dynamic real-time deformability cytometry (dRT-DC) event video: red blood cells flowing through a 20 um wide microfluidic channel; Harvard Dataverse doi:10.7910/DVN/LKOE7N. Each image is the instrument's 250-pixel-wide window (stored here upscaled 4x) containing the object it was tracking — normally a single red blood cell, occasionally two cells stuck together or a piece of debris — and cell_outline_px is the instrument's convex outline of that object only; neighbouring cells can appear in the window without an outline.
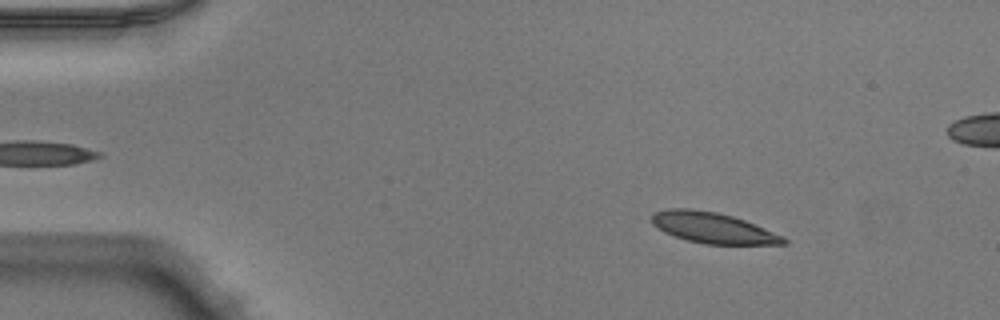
{"species": "Egyptian fruit bat (a non-hibernating species)", "species_latin": "Rousettus aegyptiacus", "temperature_condition": "warm", "stored_images_in_passage": 51, "camera_frame_rate_fps": 3000, "um_per_image_px": 0.085, "animal": {"sex": "male"}, "frame": {"image": 1, "passage_image": 7, "time_ms": 2.0, "image_size_px": [1000, 320], "cell_outline_px": [[788, 244], [704, 244], [688, 240], [664, 232], [652, 224], [652, 212], [668, 208], [692, 208], [716, 212], [732, 216], [744, 220], [784, 236], [788, 240]], "centroid_in_image_um": [60.58, 19.36], "position_along_channel_um": 24.4, "area_um2": 23.58}}
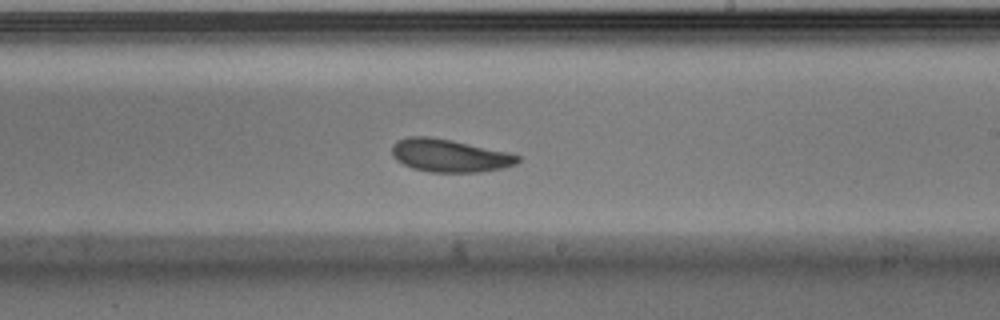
{"frame": {"image": 2, "passage_image": 30, "time_ms": 9.667, "image_size_px": [1000, 320], "cell_outline_px": [[520, 160], [516, 164], [504, 168], [480, 172], [432, 172], [412, 168], [396, 160], [392, 156], [392, 144], [396, 140], [408, 136], [428, 136], [452, 140], [508, 152], [520, 156]], "centroid_in_image_um": [38.19, 13.22], "position_along_channel_um": 250.8, "area_um2": 24.22}}
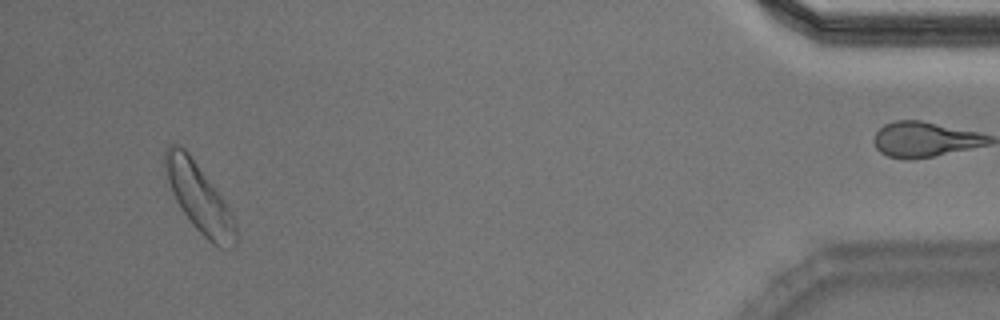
{"frame": {"image": 3, "passage_image": 48, "time_ms": 15.667, "image_size_px": [1000, 320], "cell_outline_px": [[236, 244], [232, 248], [220, 248], [212, 244], [192, 224], [180, 208], [172, 192], [168, 180], [164, 164], [164, 152], [168, 144], [176, 144], [184, 148], [188, 152], [224, 200], [232, 212], [236, 224]], "centroid_in_image_um": [16.94, 16.84], "position_along_channel_um": 418.3, "area_um2": 27.92}, "authors_computed_cell_mechanics": {"area_um2": 24.3916, "velocity_mm_per_s": 3.9628, "shape_relaxation_time_tau1_ms": 2.4283, "shape_relaxation_time_tau2_ms": 3.3263, "deformation_change_tau1": 0.1081, "deformation_change_tau2": 0.1006}}